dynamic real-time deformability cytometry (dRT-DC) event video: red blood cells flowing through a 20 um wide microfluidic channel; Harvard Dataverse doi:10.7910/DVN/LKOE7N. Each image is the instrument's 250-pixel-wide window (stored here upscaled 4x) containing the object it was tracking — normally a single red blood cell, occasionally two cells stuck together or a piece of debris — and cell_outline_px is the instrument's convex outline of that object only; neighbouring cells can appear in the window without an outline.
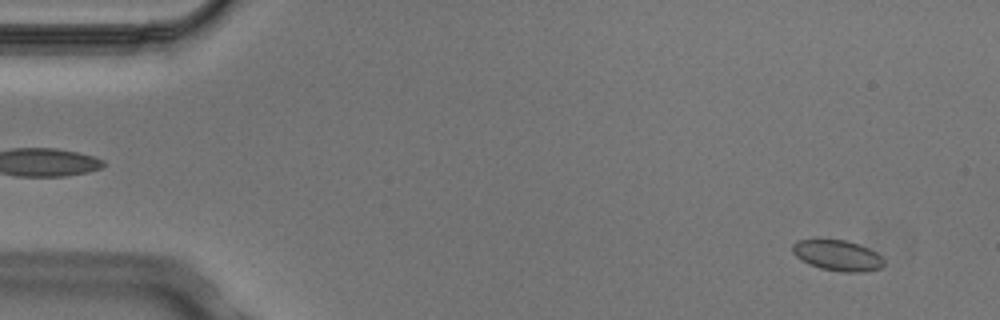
{"species": "Egyptian fruit bat (a non-hibernating species)", "species_latin": "Rousettus aegyptiacus", "temperature_condition": "cold", "stored_images_in_passage": 4, "camera_frame_rate_fps": 3000, "um_per_image_px": 0.085, "animal": {"sex": "male"}, "frame": {"image": 1, "passage_image": 1, "time_ms": 0.0, "image_size_px": [1000, 320], "cell_outline_px": [[884, 264], [880, 268], [860, 272], [840, 272], [820, 268], [808, 264], [800, 260], [792, 252], [792, 244], [796, 240], [816, 236], [844, 240], [860, 244], [876, 252], [884, 260]], "centroid_in_image_um": [71.1, 21.66], "position_along_channel_um": 13.9, "area_um2": 17.05}}
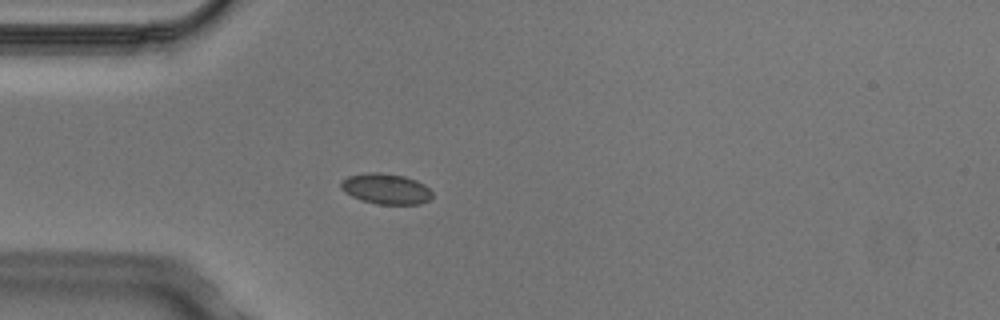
{"frame": {"image": 2, "passage_image": 4, "time_ms": 1.0, "image_size_px": [1000, 320], "cell_outline_px": [[432, 196], [428, 200], [420, 204], [376, 204], [360, 200], [344, 192], [340, 188], [340, 180], [348, 176], [364, 172], [380, 172], [404, 176], [416, 180], [424, 184], [432, 192]], "centroid_in_image_um": [32.76, 16.04], "position_along_channel_um": 52.2, "area_um2": 16.47}}